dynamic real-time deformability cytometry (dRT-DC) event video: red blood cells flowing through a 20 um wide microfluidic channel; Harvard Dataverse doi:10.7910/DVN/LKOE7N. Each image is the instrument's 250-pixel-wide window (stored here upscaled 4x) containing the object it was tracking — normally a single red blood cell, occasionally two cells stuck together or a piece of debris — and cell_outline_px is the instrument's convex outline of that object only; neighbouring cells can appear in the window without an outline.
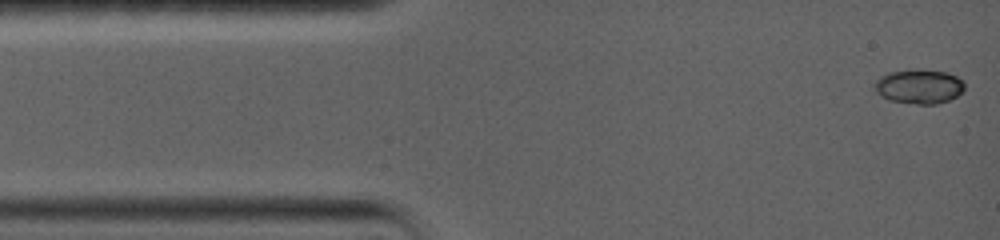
{"species": "common noctule bat (a hibernating species)", "species_latin": "Nyctalus noctula", "temperature_condition": "warm", "stored_images_in_passage": 22, "camera_frame_rate_fps": 5000, "um_per_image_px": 0.085, "animal": {"sex": "female", "body_mass_g": 19.0, "forearm_length_mm": 56.7}, "frame": {"image": 1, "passage_image": 1, "time_ms": 0.0, "image_size_px": [1000, 240], "cell_outline_px": [[964, 88], [956, 96], [948, 100], [936, 104], [916, 104], [888, 100], [876, 92], [872, 88], [872, 84], [880, 76], [888, 72], [948, 72], [964, 80]], "centroid_in_image_um": [78.08, 7.39], "position_along_channel_um": 6.9, "area_um2": 17.51}}
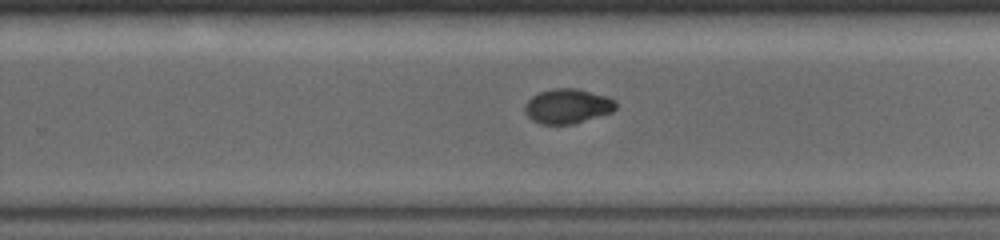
{"frame": {"image": 2, "passage_image": 12, "time_ms": 9.2, "image_size_px": [1000, 240], "cell_outline_px": [[616, 108], [612, 112], [572, 124], [540, 124], [532, 120], [524, 112], [524, 108], [528, 100], [532, 96], [540, 92], [552, 88], [580, 88], [608, 96], [616, 100]], "centroid_in_image_um": [48.25, 9.01], "position_along_channel_um": 281.5, "area_um2": 18.55}}
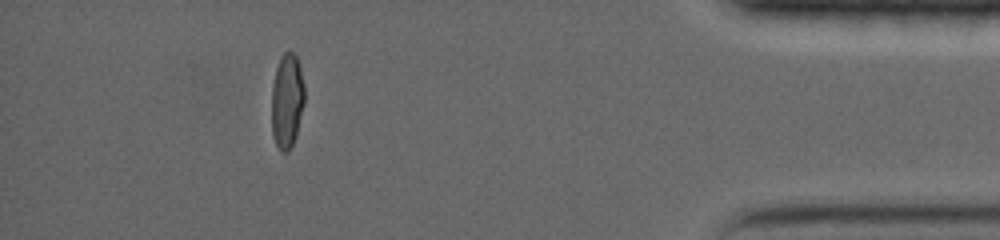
{"frame": {"image": 3, "passage_image": 20, "time_ms": 14.0, "image_size_px": [1000, 240], "cell_outline_px": [[304, 104], [296, 136], [288, 152], [284, 152], [276, 144], [272, 136], [272, 84], [276, 68], [280, 56], [284, 52], [292, 52], [296, 56], [300, 68], [304, 84]], "centroid_in_image_um": [24.39, 8.56], "position_along_channel_um": 410.8, "area_um2": 18.15}, "authors_computed_cell_mechanics": {"area_um2": 18.5538, "velocity_mm_per_s": 3.8225, "shape_relaxation_time_tau1_ms": 10.1354, "shape_relaxation_time_tau2_ms": null, "deformation_change_tau1": 0.3185, "deformation_change_tau2": null}}